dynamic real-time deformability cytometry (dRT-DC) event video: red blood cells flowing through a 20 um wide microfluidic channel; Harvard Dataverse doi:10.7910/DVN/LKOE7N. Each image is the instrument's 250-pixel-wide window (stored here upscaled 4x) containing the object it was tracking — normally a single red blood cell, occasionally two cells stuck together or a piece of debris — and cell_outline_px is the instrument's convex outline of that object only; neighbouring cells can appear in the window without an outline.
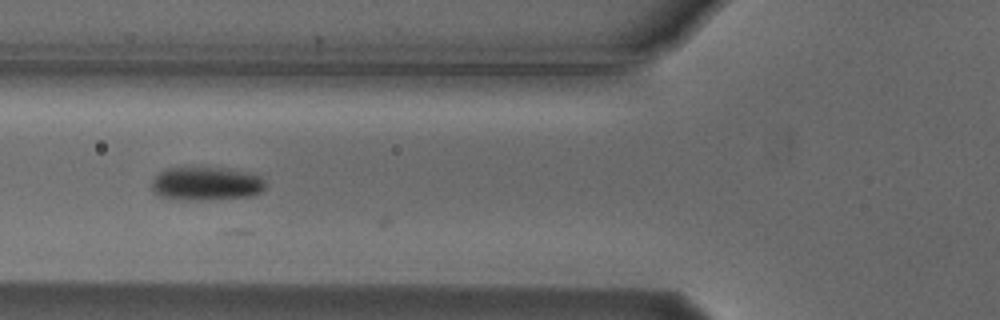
{"species": "Egyptian fruit bat (a non-hibernating species)", "species_latin": "Rousettus aegyptiacus", "temperature_condition": "cold", "stored_images_in_passage": 5, "camera_frame_rate_fps": 3000, "um_per_image_px": 0.085, "animal": {"sex": "male"}, "frame": {"image": 1, "passage_image": 4, "time_ms": 1.0, "image_size_px": [1000, 320], "cell_outline_px": [[264, 188], [260, 192], [252, 196], [208, 200], [188, 200], [160, 196], [152, 192], [152, 180], [164, 168], [224, 168], [244, 172], [260, 176], [264, 180]], "centroid_in_image_um": [17.5, 15.62], "position_along_channel_um": 108.3, "area_um2": 22.08}}